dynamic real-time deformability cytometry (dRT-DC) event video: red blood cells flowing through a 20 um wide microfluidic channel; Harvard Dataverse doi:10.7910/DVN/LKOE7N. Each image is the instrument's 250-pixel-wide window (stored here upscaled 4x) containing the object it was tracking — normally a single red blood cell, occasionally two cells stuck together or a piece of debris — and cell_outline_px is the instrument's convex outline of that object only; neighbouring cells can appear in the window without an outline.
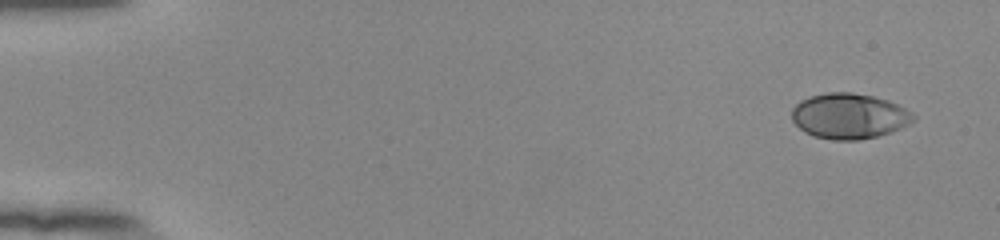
{"species": "human", "species_latin": "Homo sapiens", "temperature_condition": "room temperature", "stored_images_in_passage": 52, "camera_frame_rate_fps": 3000, "um_per_image_px": 0.085, "donor": {"sex": "female"}, "frame": {"image": 1, "passage_image": 1, "time_ms": 0.0, "image_size_px": [1000, 240], "cell_outline_px": [[916, 120], [892, 132], [860, 140], [832, 140], [812, 136], [804, 132], [792, 120], [792, 108], [800, 100], [808, 96], [828, 92], [852, 92], [872, 96], [888, 100], [912, 112], [916, 116]], "centroid_in_image_um": [72.17, 9.86], "position_along_channel_um": 12.8, "area_um2": 32.43}}
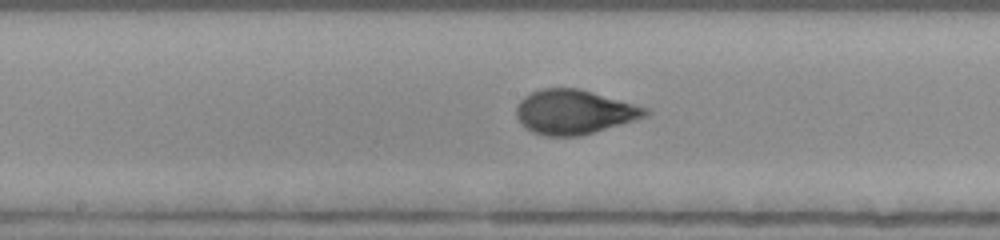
{"frame": {"image": 2, "passage_image": 27, "time_ms": 8.667, "image_size_px": [1000, 240], "cell_outline_px": [[652, 112], [648, 116], [580, 136], [544, 136], [532, 132], [516, 116], [516, 104], [524, 96], [540, 88], [580, 88], [648, 108]], "centroid_in_image_um": [48.81, 9.51], "position_along_channel_um": 199.4, "area_um2": 33.35}}
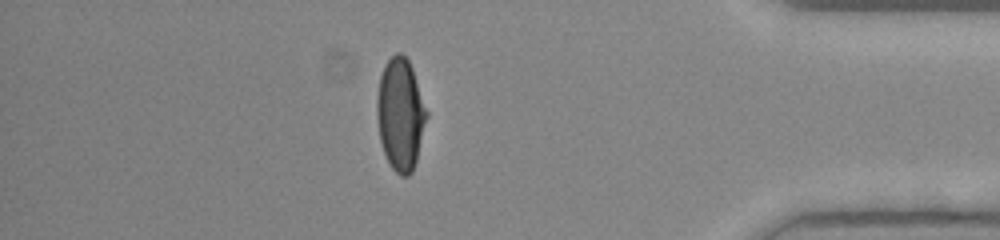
{"frame": {"image": 3, "passage_image": 45, "time_ms": 14.667, "image_size_px": [1000, 240], "cell_outline_px": [[428, 116], [416, 160], [412, 172], [408, 176], [400, 176], [392, 168], [384, 152], [380, 140], [376, 116], [376, 100], [380, 76], [384, 64], [396, 52], [400, 52], [408, 60], [412, 68], [428, 112]], "centroid_in_image_um": [34.03, 9.7], "position_along_channel_um": 401.2, "area_um2": 32.48}}